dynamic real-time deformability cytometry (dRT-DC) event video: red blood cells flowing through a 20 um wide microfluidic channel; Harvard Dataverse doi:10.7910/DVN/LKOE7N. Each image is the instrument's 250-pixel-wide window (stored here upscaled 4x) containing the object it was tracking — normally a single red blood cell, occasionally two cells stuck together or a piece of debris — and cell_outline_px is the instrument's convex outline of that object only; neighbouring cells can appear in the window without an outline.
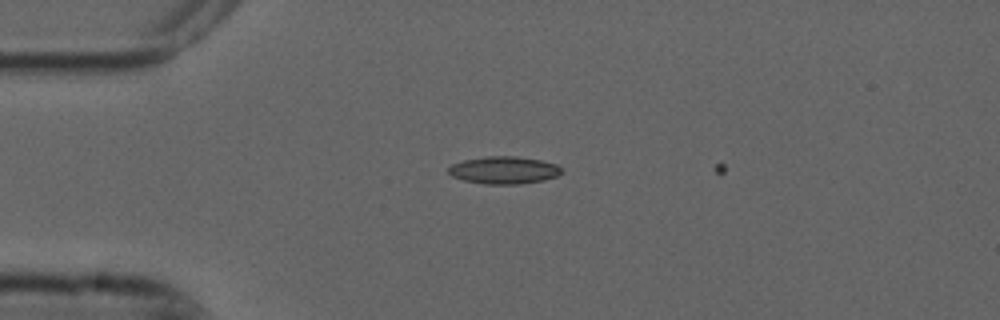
{"species": "common noctule bat (a hibernating species)", "species_latin": "Nyctalus noctula", "temperature_condition": "cold", "stored_images_in_passage": 4, "camera_frame_rate_fps": 3000, "um_per_image_px": 0.085, "animal": {"sex": "male", "forearm_length_mm": 52.5}, "frame": {"image": 1, "passage_image": 3, "time_ms": 0.667, "image_size_px": [1000, 320], "cell_outline_px": [[564, 172], [556, 176], [544, 180], [520, 184], [484, 184], [464, 180], [452, 176], [448, 172], [448, 168], [452, 164], [464, 160], [488, 156], [516, 156], [540, 160], [556, 164], [564, 168]], "centroid_in_image_um": [42.87, 14.46], "position_along_channel_um": 42.1, "area_um2": 18.15}}